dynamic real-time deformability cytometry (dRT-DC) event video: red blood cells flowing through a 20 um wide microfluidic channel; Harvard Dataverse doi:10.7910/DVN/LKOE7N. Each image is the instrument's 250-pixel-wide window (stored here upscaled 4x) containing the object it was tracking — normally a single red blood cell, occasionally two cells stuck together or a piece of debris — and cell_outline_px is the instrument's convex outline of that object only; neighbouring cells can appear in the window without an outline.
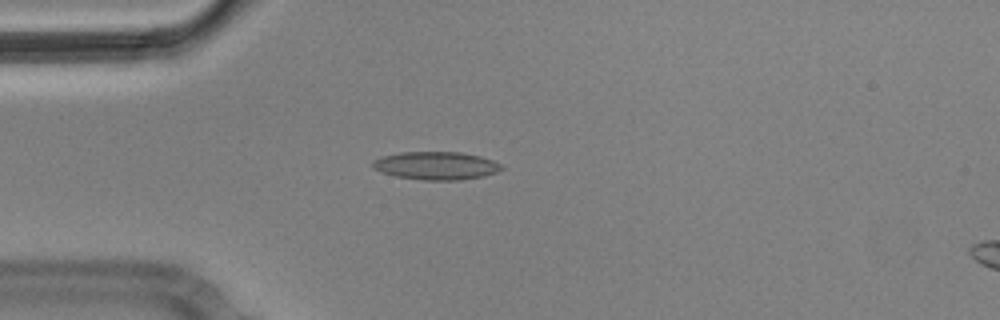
{"species": "Egyptian fruit bat (a non-hibernating species)", "species_latin": "Rousettus aegyptiacus", "temperature_condition": "cold", "stored_images_in_passage": 5, "camera_frame_rate_fps": 3000, "um_per_image_px": 0.085, "animal": {"sex": "male"}, "frame": {"image": 1, "passage_image": 1, "time_ms": 0.0, "image_size_px": [1000, 320], "cell_outline_px": [[504, 168], [496, 172], [484, 176], [460, 180], [420, 180], [396, 176], [372, 168], [372, 160], [380, 156], [400, 152], [460, 152], [480, 156], [492, 160], [500, 164]], "centroid_in_image_um": [37.05, 14.08], "position_along_channel_um": 48.0, "area_um2": 21.1}}
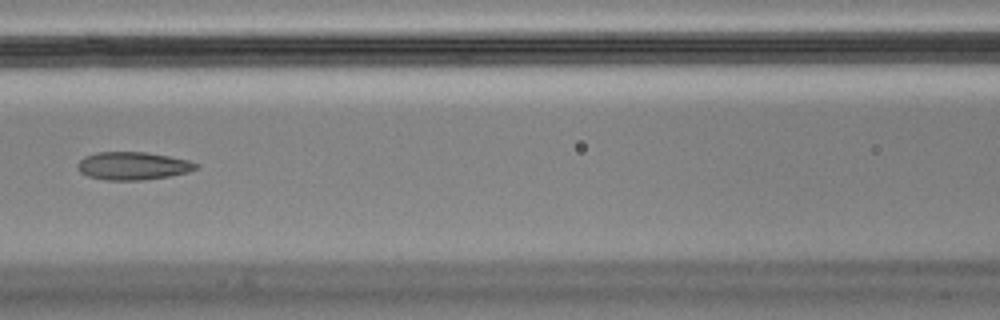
{"frame": {"image": 2, "passage_image": 4, "time_ms": 1.0, "image_size_px": [1000, 320], "cell_outline_px": [[200, 164], [196, 168], [188, 172], [168, 176], [140, 180], [108, 180], [88, 176], [80, 172], [80, 160], [84, 156], [96, 152], [144, 152], [168, 156], [188, 160]], "centroid_in_image_um": [11.31, 14.09], "position_along_channel_um": 155.3, "area_um2": 18.96}}